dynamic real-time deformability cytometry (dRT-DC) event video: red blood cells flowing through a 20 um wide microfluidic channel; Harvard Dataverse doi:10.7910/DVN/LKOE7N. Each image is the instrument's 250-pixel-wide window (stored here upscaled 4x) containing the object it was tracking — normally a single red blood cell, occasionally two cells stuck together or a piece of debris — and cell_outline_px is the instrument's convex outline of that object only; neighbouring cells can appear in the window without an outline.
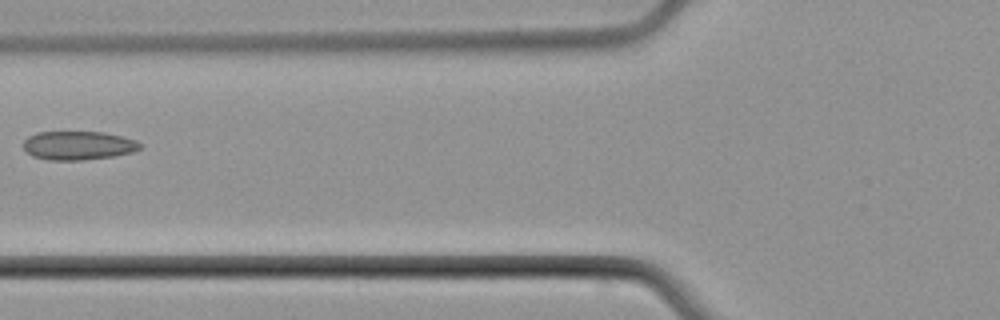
{"species": "common noctule bat (a hibernating species)", "species_latin": "Nyctalus noctula", "temperature_condition": "cold", "stored_images_in_passage": 3, "camera_frame_rate_fps": 3000, "um_per_image_px": 0.085, "animal": {"sex": "male", "body_mass_g": 21.5, "forearm_length_mm": 52.0}, "frame": {"image": 1, "passage_image": 2, "time_ms": 1.333, "image_size_px": [1000, 320], "cell_outline_px": [[144, 144], [140, 148], [132, 152], [112, 156], [84, 160], [48, 160], [32, 156], [24, 148], [24, 140], [28, 136], [36, 132], [100, 132], [120, 136], [136, 140]], "centroid_in_image_um": [6.64, 12.37], "position_along_channel_um": 119.2, "area_um2": 19.48}}
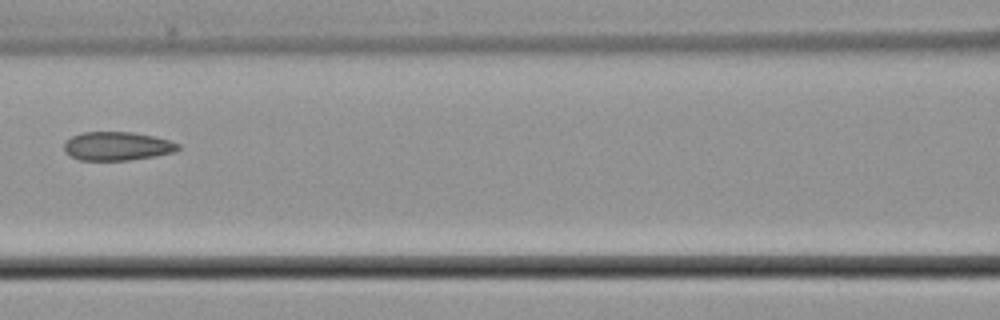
{"frame": {"image": 2, "passage_image": 3, "time_ms": 2.333, "image_size_px": [1000, 320], "cell_outline_px": [[180, 148], [176, 152], [156, 156], [128, 160], [80, 160], [64, 152], [64, 140], [72, 136], [84, 132], [132, 132], [152, 136], [168, 140], [180, 144]], "centroid_in_image_um": [9.95, 12.42], "position_along_channel_um": 156.6, "area_um2": 19.07}}